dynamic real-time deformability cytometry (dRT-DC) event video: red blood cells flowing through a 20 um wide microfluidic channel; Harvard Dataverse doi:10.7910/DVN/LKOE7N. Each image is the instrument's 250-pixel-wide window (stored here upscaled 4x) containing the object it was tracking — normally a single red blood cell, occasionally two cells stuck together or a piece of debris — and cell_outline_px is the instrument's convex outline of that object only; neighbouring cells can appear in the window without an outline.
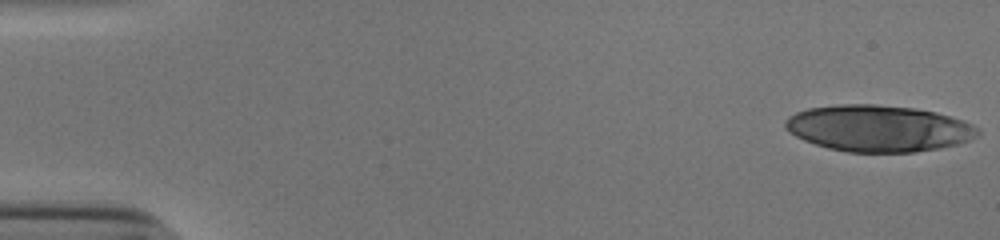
{"species": "human", "species_latin": "Homo sapiens", "temperature_condition": "cold", "stored_images_in_passage": 23, "segment_of_instrument_passage": [1, 2], "camera_frame_rate_fps": 3000, "um_per_image_px": 0.085, "donor": {"sex": "male"}, "frame": {"image": 1, "passage_image": 1, "time_ms": 0.0, "image_size_px": [1000, 240], "cell_outline_px": [[980, 132], [976, 136], [968, 140], [956, 144], [940, 148], [916, 152], [848, 152], [828, 148], [804, 140], [788, 132], [784, 128], [784, 120], [788, 116], [796, 112], [808, 108], [840, 104], [872, 104], [916, 108], [936, 112], [964, 120], [980, 128]], "centroid_in_image_um": [74.65, 10.9], "position_along_channel_um": 10.3, "area_um2": 52.37}}
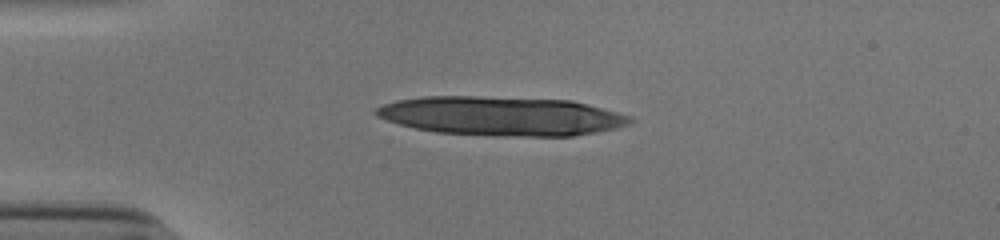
{"frame": {"image": 2, "passage_image": 13, "time_ms": 4.0, "image_size_px": [1000, 240], "cell_outline_px": [[636, 120], [632, 124], [616, 128], [596, 132], [572, 136], [492, 136], [436, 132], [416, 128], [400, 124], [376, 116], [372, 112], [376, 108], [384, 104], [396, 100], [424, 96], [476, 96], [572, 100], [632, 116]], "centroid_in_image_um": [42.64, 9.86], "position_along_channel_um": 42.4, "area_um2": 58.15}}